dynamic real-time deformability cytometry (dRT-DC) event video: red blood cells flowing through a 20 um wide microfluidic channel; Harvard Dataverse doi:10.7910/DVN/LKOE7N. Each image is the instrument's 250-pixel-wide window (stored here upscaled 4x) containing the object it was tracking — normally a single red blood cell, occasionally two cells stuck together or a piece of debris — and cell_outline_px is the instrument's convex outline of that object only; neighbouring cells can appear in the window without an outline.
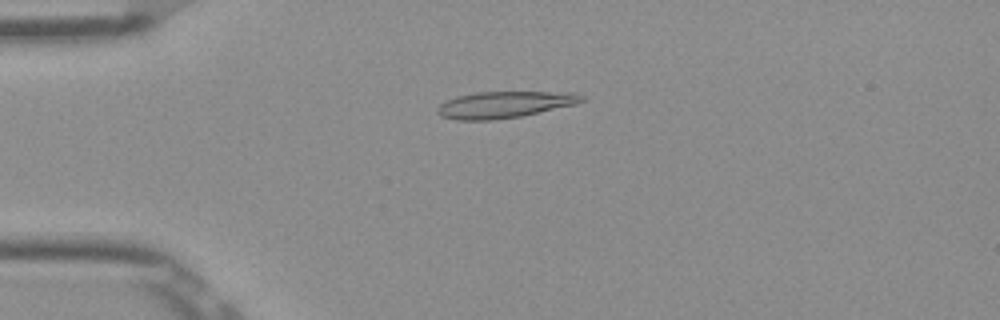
{"species": "Egyptian fruit bat (a non-hibernating species)", "species_latin": "Rousettus aegyptiacus", "temperature_condition": "room temperature", "stored_images_in_passage": 52, "camera_frame_rate_fps": 3000, "um_per_image_px": 0.085, "frame": {"image": 1, "passage_image": 13, "time_ms": 4.0, "image_size_px": [1000, 320], "cell_outline_px": [[584, 100], [576, 104], [520, 116], [492, 120], [456, 120], [440, 116], [436, 112], [436, 108], [444, 100], [456, 96], [476, 92], [576, 92], [584, 96]], "centroid_in_image_um": [42.83, 8.89], "position_along_channel_um": 42.2, "area_um2": 22.43}}
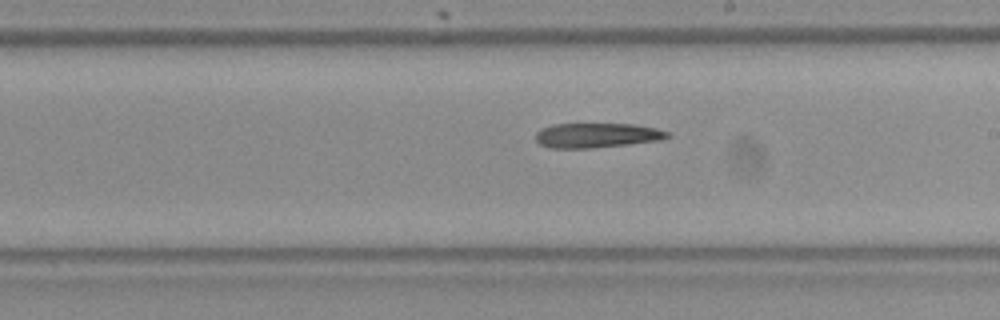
{"frame": {"image": 2, "passage_image": 30, "time_ms": 9.667, "image_size_px": [1000, 320], "cell_outline_px": [[672, 136], [660, 140], [628, 144], [592, 148], [548, 148], [540, 144], [536, 140], [536, 132], [540, 128], [552, 124], [636, 124], [656, 128], [668, 132]], "centroid_in_image_um": [50.71, 11.5], "position_along_channel_um": 238.3, "area_um2": 19.07}}
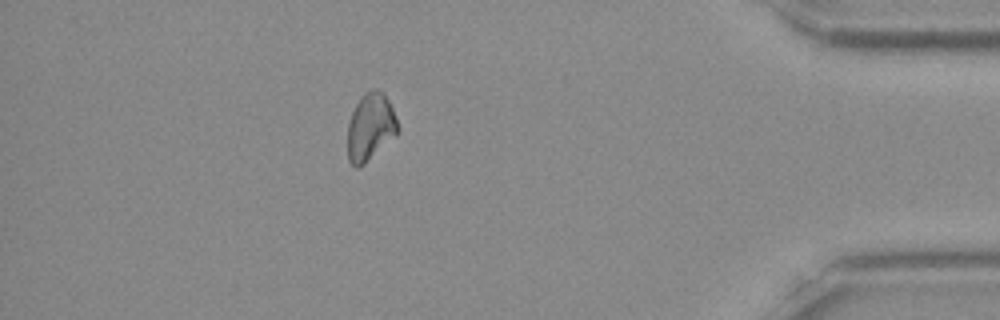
{"frame": {"image": 3, "passage_image": 46, "time_ms": 15.0, "image_size_px": [1000, 320], "cell_outline_px": [[400, 132], [396, 136], [364, 164], [356, 168], [348, 160], [348, 124], [352, 112], [356, 104], [364, 92], [372, 88], [376, 88], [384, 92], [396, 116]], "centroid_in_image_um": [31.5, 10.77], "position_along_channel_um": 403.7, "area_um2": 19.88}}